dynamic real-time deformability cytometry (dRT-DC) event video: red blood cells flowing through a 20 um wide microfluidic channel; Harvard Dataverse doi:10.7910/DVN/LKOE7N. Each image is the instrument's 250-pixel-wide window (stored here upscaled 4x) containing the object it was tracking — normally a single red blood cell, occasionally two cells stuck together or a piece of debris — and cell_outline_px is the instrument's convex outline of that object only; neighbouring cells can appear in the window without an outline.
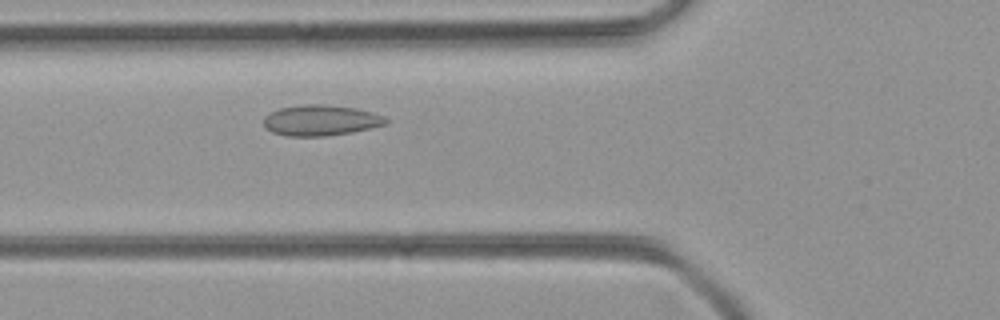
{"species": "common noctule bat (a hibernating species)", "species_latin": "Nyctalus noctula", "temperature_condition": "room temperature", "stored_images_in_passage": 44, "camera_frame_rate_fps": 3000, "um_per_image_px": 0.085, "animal": {"sex": "female", "body_mass_g": 21.9}, "frame": {"image": 1, "passage_image": 12, "time_ms": 3.667, "image_size_px": [1000, 320], "cell_outline_px": [[388, 124], [372, 128], [352, 132], [324, 136], [288, 136], [272, 132], [264, 128], [264, 116], [268, 112], [280, 108], [304, 104], [324, 104], [356, 108], [372, 112], [384, 116], [388, 120]], "centroid_in_image_um": [27.26, 10.22], "position_along_channel_um": 98.5, "area_um2": 22.08}}
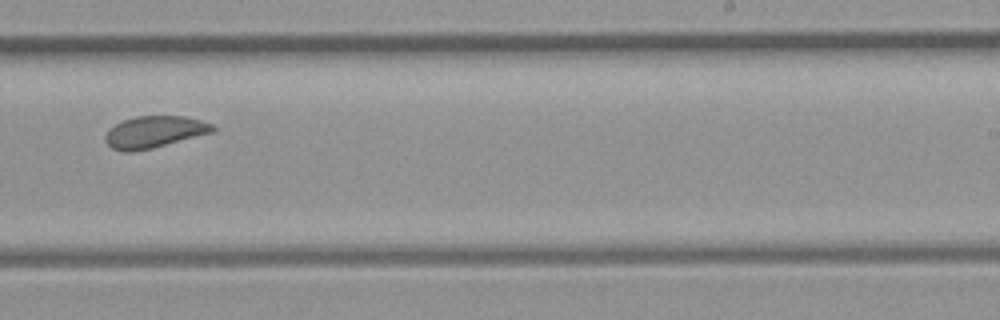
{"frame": {"image": 2, "passage_image": 25, "time_ms": 8.0, "image_size_px": [1000, 320], "cell_outline_px": [[216, 132], [152, 148], [132, 152], [124, 152], [112, 148], [104, 140], [104, 136], [108, 128], [120, 120], [136, 116], [188, 116], [212, 124], [216, 128]], "centroid_in_image_um": [13.11, 11.21], "position_along_channel_um": 275.9, "area_um2": 20.29}}
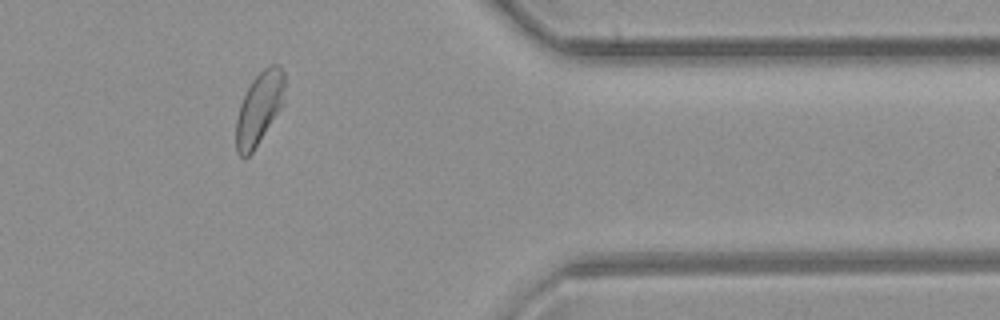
{"frame": {"image": 3, "passage_image": 35, "time_ms": 11.333, "image_size_px": [1000, 320], "cell_outline_px": [[284, 104], [252, 152], [244, 160], [236, 152], [236, 120], [240, 104], [252, 80], [268, 64], [280, 64], [284, 72]], "centroid_in_image_um": [22.04, 9.2], "position_along_channel_um": 389.4, "area_um2": 20.58}}